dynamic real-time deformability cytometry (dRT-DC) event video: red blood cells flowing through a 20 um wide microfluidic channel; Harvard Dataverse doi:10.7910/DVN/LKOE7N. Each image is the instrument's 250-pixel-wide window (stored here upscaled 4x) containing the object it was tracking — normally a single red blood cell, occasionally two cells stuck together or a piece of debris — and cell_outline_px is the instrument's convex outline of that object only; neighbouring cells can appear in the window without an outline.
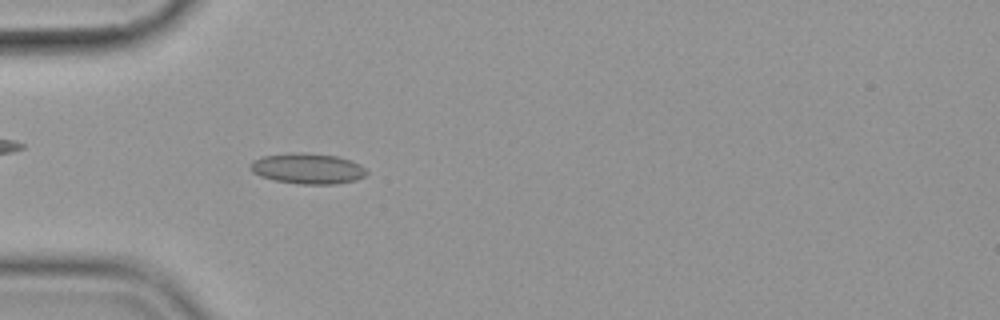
{"species": "common noctule bat (a hibernating species)", "species_latin": "Nyctalus noctula", "temperature_condition": "cold", "stored_images_in_passage": 57, "camera_frame_rate_fps": 3000, "um_per_image_px": 0.085, "animal": {"sex": "female", "body_mass_g": 19.9}, "frame": {"image": 1, "passage_image": 18, "time_ms": 5.667, "image_size_px": [1000, 320], "cell_outline_px": [[368, 172], [364, 176], [356, 180], [336, 184], [300, 184], [276, 180], [260, 176], [252, 172], [248, 168], [248, 164], [252, 160], [260, 156], [336, 156], [352, 160], [360, 164]], "centroid_in_image_um": [26.16, 14.39], "position_along_channel_um": 58.8, "area_um2": 19.77}}
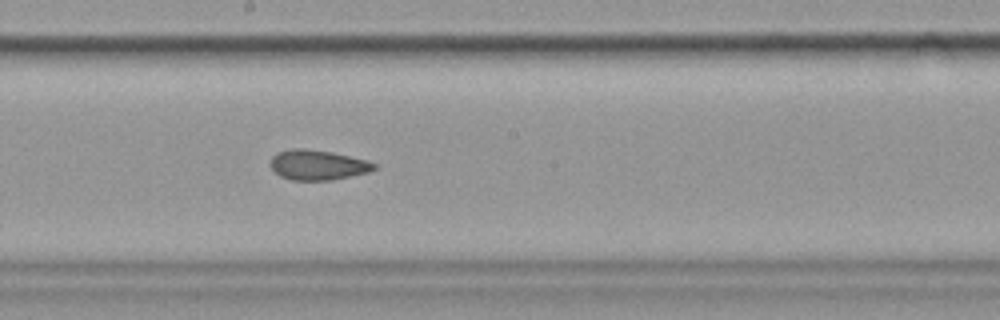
{"frame": {"image": 2, "passage_image": 32, "time_ms": 10.333, "image_size_px": [1000, 320], "cell_outline_px": [[376, 168], [368, 172], [332, 180], [292, 180], [280, 176], [268, 164], [272, 156], [276, 152], [292, 148], [304, 148], [332, 152], [368, 160], [376, 164]], "centroid_in_image_um": [26.98, 14.01], "position_along_channel_um": 221.2, "area_um2": 18.26}}
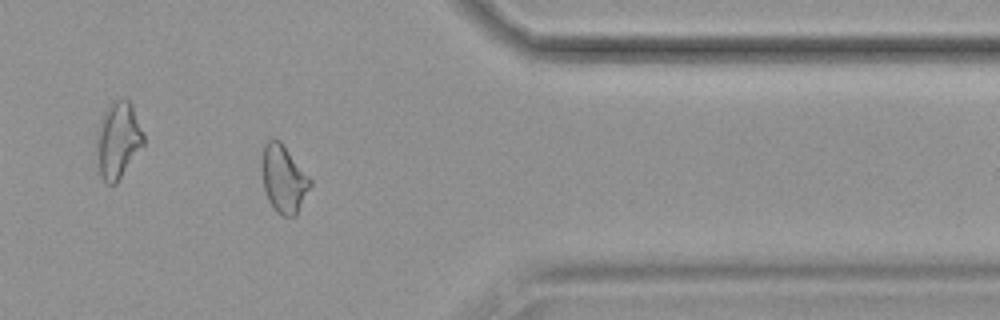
{"frame": {"image": 3, "passage_image": 47, "time_ms": 15.333, "image_size_px": [1000, 320], "cell_outline_px": [[312, 184], [296, 216], [280, 216], [276, 212], [268, 200], [264, 188], [260, 168], [260, 160], [264, 144], [272, 136], [280, 140], [312, 180]], "centroid_in_image_um": [24.08, 15.18], "position_along_channel_um": 387.3, "area_um2": 19.48}, "authors_computed_cell_mechanics": {"area_um2": 19.3052, "velocity_mm_per_s": 3.5923, "shape_relaxation_time_tau1_ms": null, "shape_relaxation_time_tau2_ms": 3.2569, "deformation_change_tau1": null, "deformation_change_tau2": 0.0887}}